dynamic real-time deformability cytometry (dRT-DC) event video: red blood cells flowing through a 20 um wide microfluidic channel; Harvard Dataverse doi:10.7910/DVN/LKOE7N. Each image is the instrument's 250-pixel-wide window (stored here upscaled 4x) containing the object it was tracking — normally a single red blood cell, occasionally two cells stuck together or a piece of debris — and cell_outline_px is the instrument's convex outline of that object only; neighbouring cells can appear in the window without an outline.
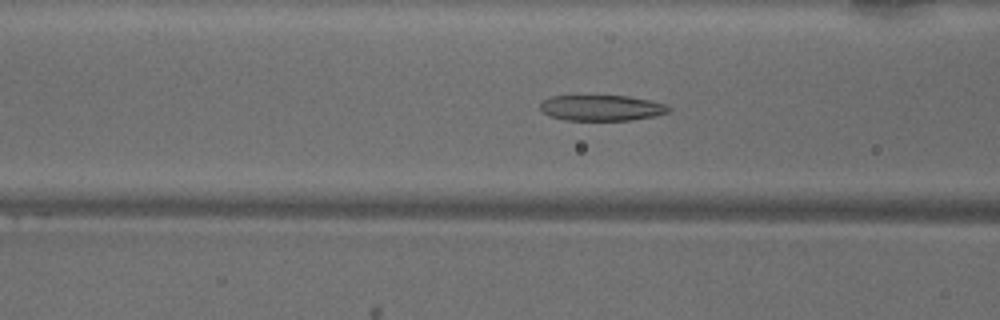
{"species": "common noctule bat (a hibernating species)", "species_latin": "Nyctalus noctula", "temperature_condition": "warm", "stored_images_in_passage": 17, "camera_frame_rate_fps": 3000, "um_per_image_px": 0.085, "animal": {"sex": "male", "body_mass_g": 18.8}, "frame": {"image": 1, "passage_image": 10, "time_ms": 3.0, "image_size_px": [1000, 320], "cell_outline_px": [[672, 108], [668, 112], [656, 116], [632, 120], [564, 120], [548, 116], [540, 108], [540, 104], [544, 100], [552, 96], [628, 96], [668, 104]], "centroid_in_image_um": [51.17, 9.18], "position_along_channel_um": 115.4, "area_um2": 19.31}}
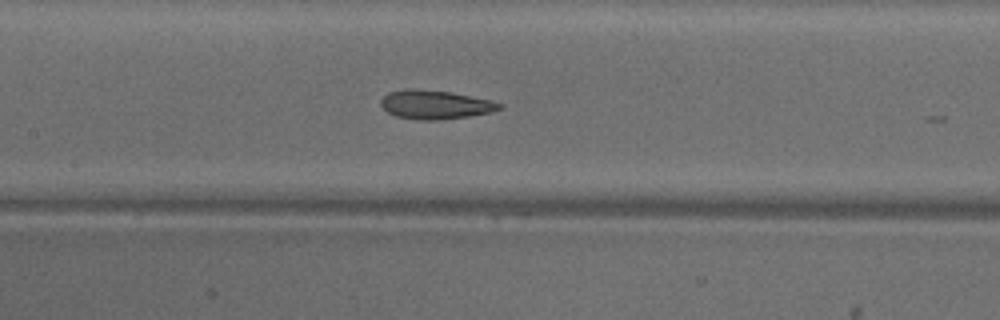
{"frame": {"image": 2, "passage_image": 14, "time_ms": 4.333, "image_size_px": [1000, 320], "cell_outline_px": [[504, 108], [492, 112], [468, 116], [440, 120], [416, 120], [396, 116], [388, 112], [380, 104], [380, 100], [388, 92], [404, 88], [408, 88], [448, 92], [492, 100], [504, 104]], "centroid_in_image_um": [37.0, 8.9], "position_along_channel_um": 170.4, "area_um2": 20.0}}